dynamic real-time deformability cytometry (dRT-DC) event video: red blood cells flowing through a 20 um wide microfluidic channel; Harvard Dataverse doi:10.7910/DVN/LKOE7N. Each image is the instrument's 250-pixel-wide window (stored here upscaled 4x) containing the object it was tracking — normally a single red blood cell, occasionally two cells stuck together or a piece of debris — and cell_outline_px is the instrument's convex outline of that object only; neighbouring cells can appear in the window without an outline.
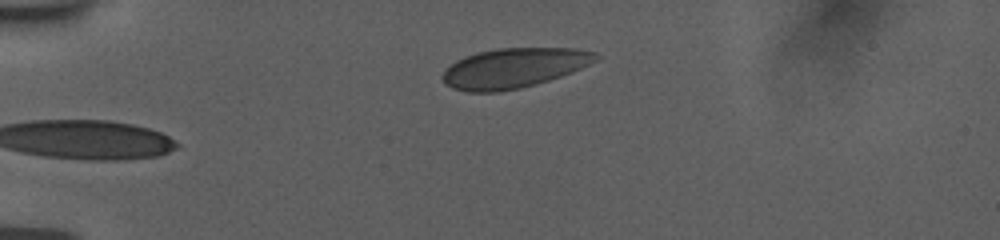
{"species": "human", "species_latin": "Homo sapiens", "temperature_condition": "room temperature", "stored_images_in_passage": 5, "camera_frame_rate_fps": 3000, "um_per_image_px": 0.085, "donor": {"sex": "female"}, "frame": {"image": 1, "passage_image": 5, "time_ms": 3.667, "image_size_px": [1000, 240], "cell_outline_px": [[600, 56], [596, 60], [572, 72], [536, 84], [520, 88], [500, 92], [464, 92], [452, 88], [444, 84], [440, 76], [456, 60], [464, 56], [476, 52], [496, 48], [576, 48], [596, 52]], "centroid_in_image_um": [43.64, 5.78], "position_along_channel_um": 41.4, "area_um2": 35.72}}